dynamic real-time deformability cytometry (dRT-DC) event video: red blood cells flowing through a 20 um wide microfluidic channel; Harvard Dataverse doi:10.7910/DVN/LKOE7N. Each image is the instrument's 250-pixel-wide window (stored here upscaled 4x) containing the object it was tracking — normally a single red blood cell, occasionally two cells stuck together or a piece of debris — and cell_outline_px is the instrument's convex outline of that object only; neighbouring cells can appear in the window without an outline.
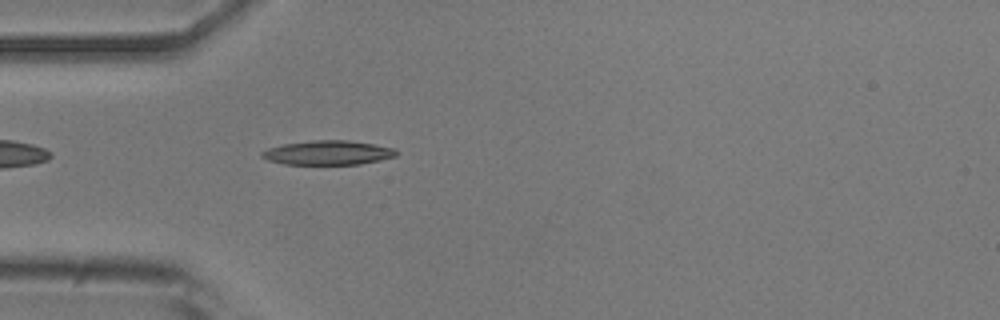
{"species": "common noctule bat (a hibernating species)", "species_latin": "Nyctalus noctula", "temperature_condition": "room temperature", "stored_images_in_passage": 4, "camera_frame_rate_fps": 3000, "um_per_image_px": 0.085, "animal": {"sex": "male", "body_mass_g": 20.5, "forearm_length_mm": 52.5}, "frame": {"image": 1, "passage_image": 2, "time_ms": 0.333, "image_size_px": [1000, 320], "cell_outline_px": [[400, 152], [396, 156], [380, 160], [360, 164], [284, 164], [268, 160], [260, 156], [260, 152], [268, 148], [284, 144], [312, 140], [348, 140], [372, 144], [392, 148]], "centroid_in_image_um": [27.86, 12.98], "position_along_channel_um": 57.1, "area_um2": 18.96}}